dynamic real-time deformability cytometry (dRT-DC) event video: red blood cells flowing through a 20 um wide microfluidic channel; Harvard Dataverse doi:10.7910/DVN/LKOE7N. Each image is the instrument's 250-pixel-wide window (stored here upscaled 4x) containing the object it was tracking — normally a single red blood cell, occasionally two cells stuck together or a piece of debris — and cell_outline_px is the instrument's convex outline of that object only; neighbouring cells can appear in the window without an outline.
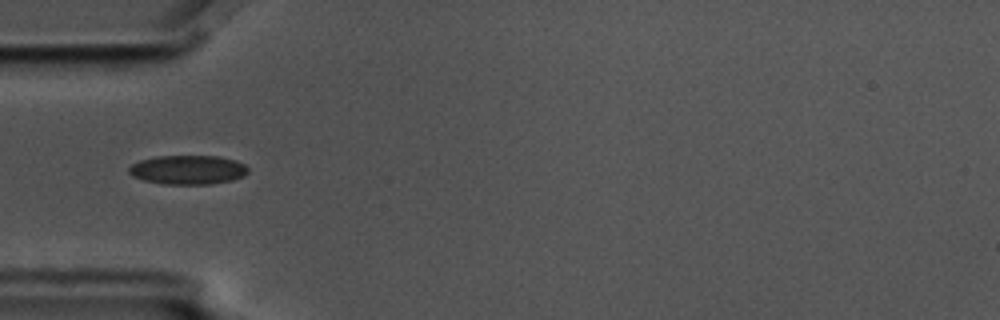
{"species": "common noctule bat (a hibernating species)", "species_latin": "Nyctalus noctula", "temperature_condition": "cold", "stored_images_in_passage": 10, "camera_frame_rate_fps": 3000, "um_per_image_px": 0.085, "animal": {"sex": "male", "body_mass_g": 17.5, "forearm_length_mm": 52.3}, "frame": {"image": 1, "passage_image": 4, "time_ms": 1.0, "image_size_px": [1000, 320], "cell_outline_px": [[248, 172], [244, 176], [232, 180], [208, 184], [164, 184], [144, 180], [132, 176], [128, 172], [128, 168], [132, 164], [140, 160], [156, 156], [216, 156], [236, 160], [244, 164], [248, 168]], "centroid_in_image_um": [15.96, 14.43], "position_along_channel_um": 69.0, "area_um2": 20.23}}
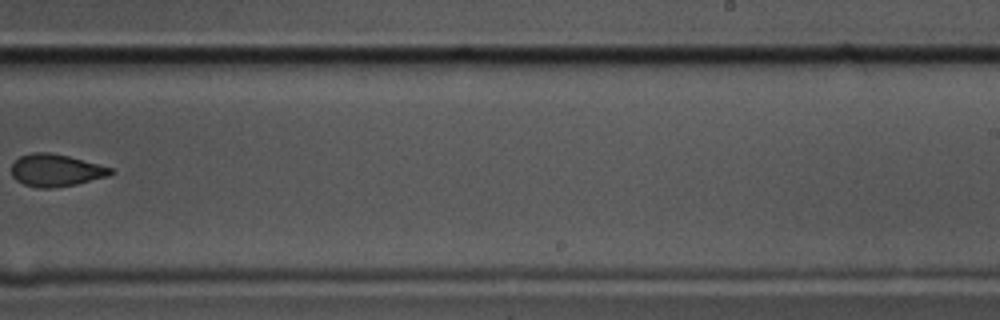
{"frame": {"image": 2, "passage_image": 9, "time_ms": 2.667, "image_size_px": [1000, 320], "cell_outline_px": [[116, 172], [108, 176], [76, 184], [52, 188], [40, 188], [24, 184], [16, 180], [12, 176], [12, 164], [20, 156], [32, 152], [48, 152], [68, 156], [112, 168]], "centroid_in_image_um": [4.75, 14.47], "position_along_channel_um": 284.3, "area_um2": 18.55}}
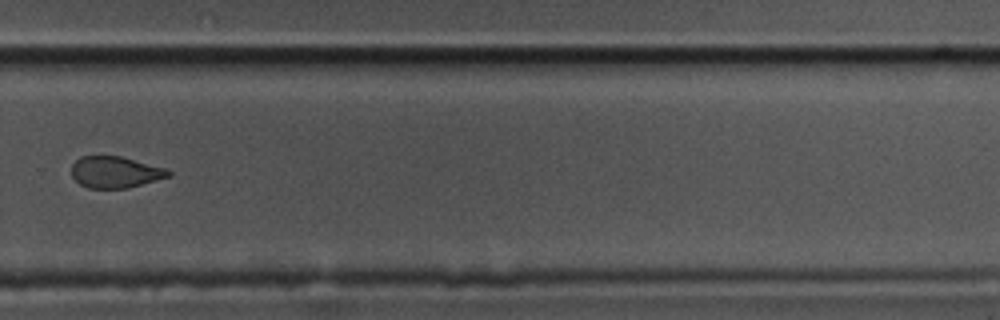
{"frame": {"image": 3, "passage_image": 10, "time_ms": 3.0, "image_size_px": [1000, 320], "cell_outline_px": [[172, 176], [128, 188], [88, 188], [80, 184], [72, 176], [72, 164], [80, 156], [120, 156], [164, 168], [172, 172]], "centroid_in_image_um": [9.79, 14.64], "position_along_channel_um": 320.0, "area_um2": 17.69}}